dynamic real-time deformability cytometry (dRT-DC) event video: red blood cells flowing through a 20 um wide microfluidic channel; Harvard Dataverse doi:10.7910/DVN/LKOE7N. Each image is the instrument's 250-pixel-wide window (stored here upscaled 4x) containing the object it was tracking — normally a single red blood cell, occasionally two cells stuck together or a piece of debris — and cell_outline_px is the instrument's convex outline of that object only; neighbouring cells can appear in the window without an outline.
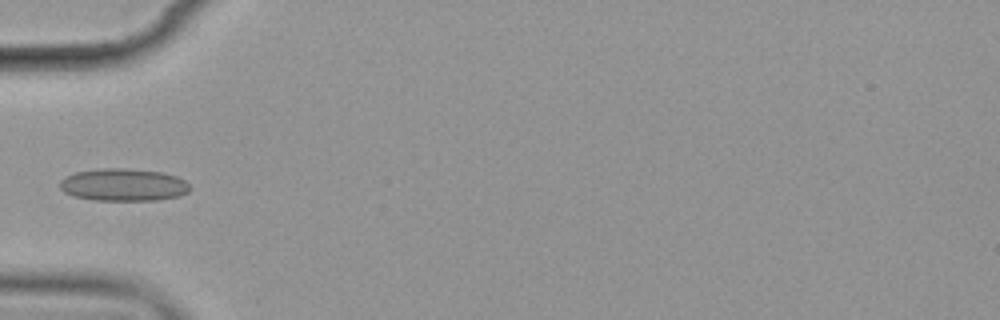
{"species": "common noctule bat (a hibernating species)", "species_latin": "Nyctalus noctula", "temperature_condition": "cold", "stored_images_in_passage": 5, "camera_frame_rate_fps": 3000, "um_per_image_px": 0.085, "animal": {"sex": "female", "body_mass_g": 19.9}, "frame": {"image": 1, "passage_image": 5, "time_ms": 5.333, "image_size_px": [1000, 320], "cell_outline_px": [[192, 188], [188, 192], [180, 196], [156, 200], [92, 200], [72, 196], [64, 192], [60, 188], [60, 180], [64, 176], [76, 172], [100, 168], [124, 168], [160, 172], [176, 176], [184, 180]], "centroid_in_image_um": [10.47, 15.71], "position_along_channel_um": 74.5, "area_um2": 24.74}}